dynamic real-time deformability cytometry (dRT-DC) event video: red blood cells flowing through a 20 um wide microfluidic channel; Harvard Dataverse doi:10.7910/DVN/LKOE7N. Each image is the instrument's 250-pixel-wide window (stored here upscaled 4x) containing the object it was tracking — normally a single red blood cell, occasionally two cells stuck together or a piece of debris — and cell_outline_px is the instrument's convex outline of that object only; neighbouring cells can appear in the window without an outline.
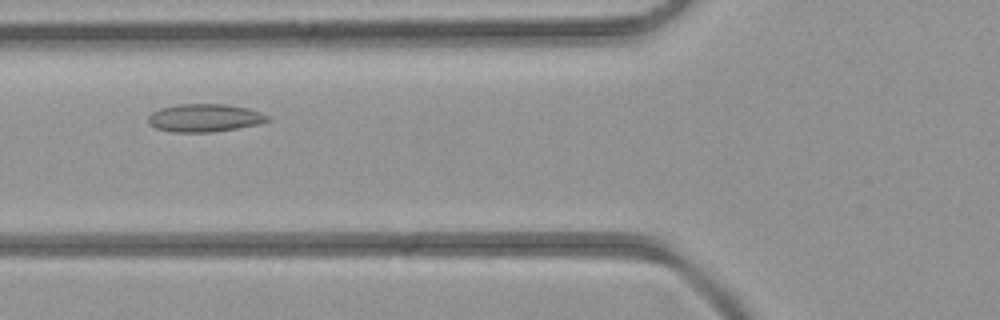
{"species": "common noctule bat (a hibernating species)", "species_latin": "Nyctalus noctula", "temperature_condition": "room temperature", "stored_images_in_passage": 38, "camera_frame_rate_fps": 3000, "um_per_image_px": 0.085, "animal": {"sex": "female", "body_mass_g": 21.9}, "frame": {"image": 1, "passage_image": 10, "time_ms": 3.0, "image_size_px": [1000, 320], "cell_outline_px": [[272, 120], [256, 124], [236, 128], [212, 132], [172, 132], [156, 128], [148, 124], [148, 116], [152, 112], [160, 108], [176, 104], [224, 104], [248, 108], [272, 116]], "centroid_in_image_um": [17.39, 10.01], "position_along_channel_um": 108.4, "area_um2": 19.54}}
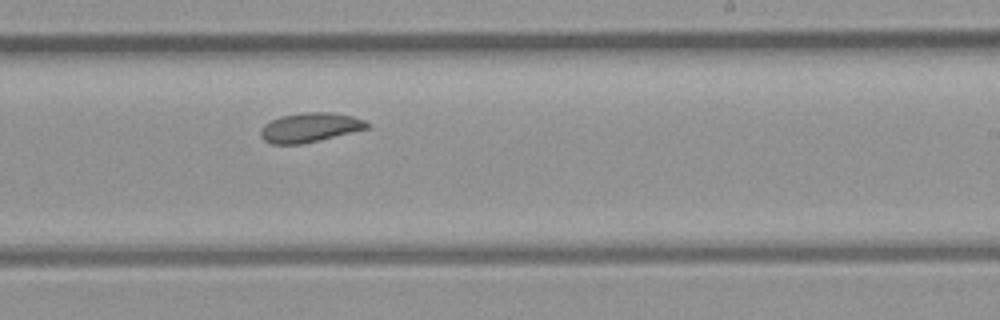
{"frame": {"image": 2, "passage_image": 20, "time_ms": 6.333, "image_size_px": [1000, 320], "cell_outline_px": [[368, 128], [320, 140], [300, 144], [272, 144], [264, 140], [260, 136], [260, 128], [264, 124], [280, 116], [300, 112], [332, 112], [352, 116], [364, 120], [368, 124]], "centroid_in_image_um": [26.3, 10.83], "position_along_channel_um": 262.7, "area_um2": 18.21}}
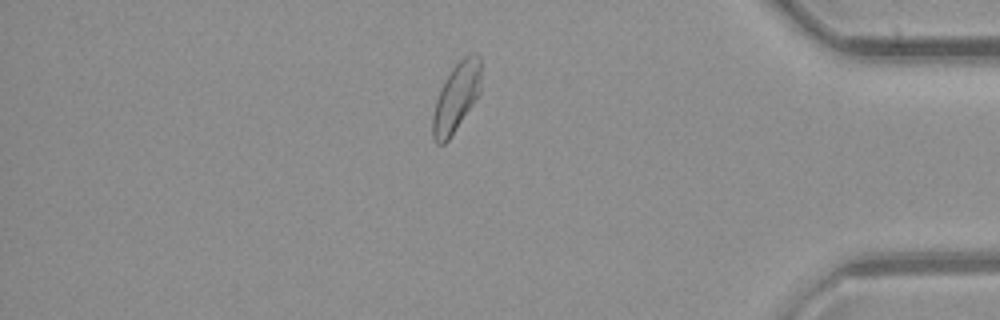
{"frame": {"image": 3, "passage_image": 31, "time_ms": 10.0, "image_size_px": [1000, 320], "cell_outline_px": [[480, 92], [476, 100], [448, 140], [444, 144], [436, 144], [432, 140], [432, 116], [436, 100], [440, 88], [452, 68], [464, 56], [472, 52], [476, 52], [480, 56]], "centroid_in_image_um": [38.77, 8.28], "position_along_channel_um": 396.4, "area_um2": 19.42}}